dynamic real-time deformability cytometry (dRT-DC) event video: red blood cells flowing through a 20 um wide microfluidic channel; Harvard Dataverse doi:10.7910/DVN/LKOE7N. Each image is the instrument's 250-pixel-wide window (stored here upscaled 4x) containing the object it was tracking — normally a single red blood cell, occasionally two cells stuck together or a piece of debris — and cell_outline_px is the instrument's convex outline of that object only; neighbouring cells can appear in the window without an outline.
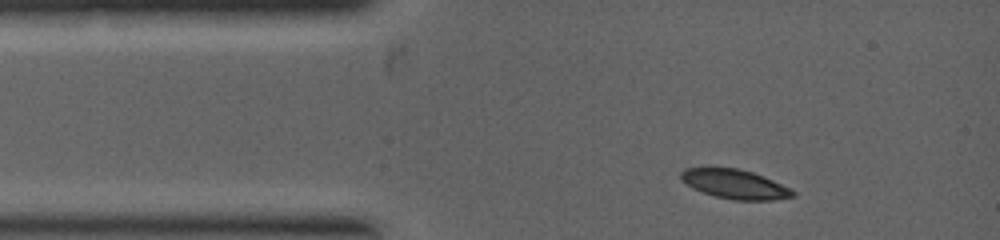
{"species": "common noctule bat (a hibernating species)", "species_latin": "Nyctalus noctula", "temperature_condition": "warm", "stored_images_in_passage": 3, "segment_of_instrument_passage": [1, 2], "camera_frame_rate_fps": 5000, "um_per_image_px": 0.085, "animal": {"sex": "female", "body_mass_g": 19.0, "forearm_length_mm": 53.3}, "frame": {"image": 1, "passage_image": 1, "time_ms": 0.0, "image_size_px": [1000, 240], "cell_outline_px": [[796, 196], [772, 200], [732, 200], [716, 196], [692, 188], [680, 180], [680, 172], [684, 168], [708, 164], [736, 168], [752, 172], [764, 176], [796, 192]], "centroid_in_image_um": [62.35, 15.59], "position_along_channel_um": 22.6, "area_um2": 19.71}}
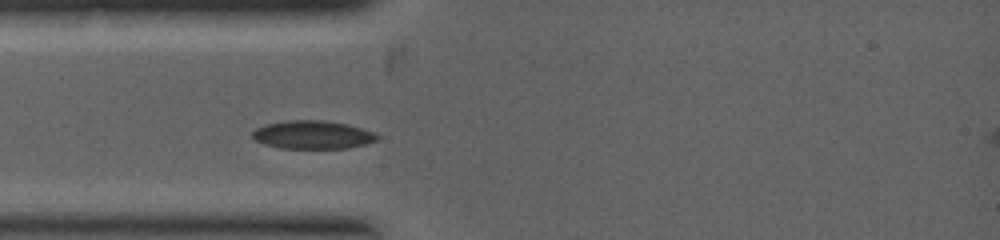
{"frame": {"image": 2, "passage_image": 2, "time_ms": 1.0, "image_size_px": [1000, 240], "cell_outline_px": [[380, 136], [376, 140], [364, 144], [348, 148], [280, 148], [264, 144], [256, 140], [252, 136], [252, 132], [256, 128], [264, 124], [288, 120], [324, 120], [348, 124], [372, 132]], "centroid_in_image_um": [26.54, 11.45], "position_along_channel_um": 58.5, "area_um2": 20.46}}